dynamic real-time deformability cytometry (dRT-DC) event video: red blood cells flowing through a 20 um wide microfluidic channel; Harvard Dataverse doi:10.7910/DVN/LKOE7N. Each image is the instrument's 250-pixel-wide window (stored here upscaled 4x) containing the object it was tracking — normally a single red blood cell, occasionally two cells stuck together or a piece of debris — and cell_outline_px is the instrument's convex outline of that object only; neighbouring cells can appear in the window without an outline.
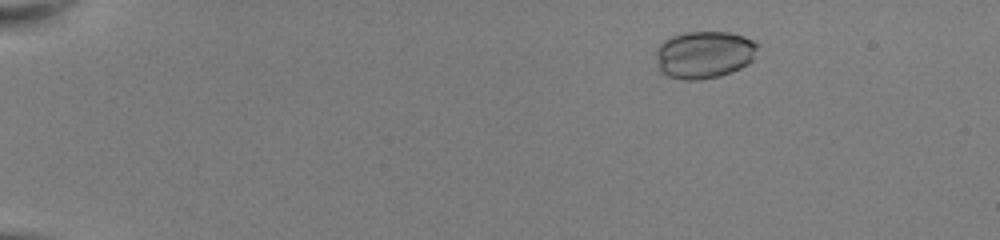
{"species": "common noctule bat (a hibernating species)", "species_latin": "Nyctalus noctula", "temperature_condition": "room temperature", "stored_images_in_passage": 50, "camera_frame_rate_fps": 3000, "um_per_image_px": 0.085, "animal": {"sex": "female", "body_mass_g": 22.0, "forearm_length_mm": 56.7}, "frame": {"image": 1, "passage_image": 7, "time_ms": 2.0, "image_size_px": [1000, 240], "cell_outline_px": [[760, 44], [752, 60], [748, 64], [740, 68], [720, 76], [700, 80], [684, 80], [668, 76], [660, 72], [656, 64], [656, 48], [664, 40], [672, 36], [684, 32], [728, 32], [744, 36]], "centroid_in_image_um": [59.84, 4.65], "position_along_channel_um": 25.2, "area_um2": 28.38}}
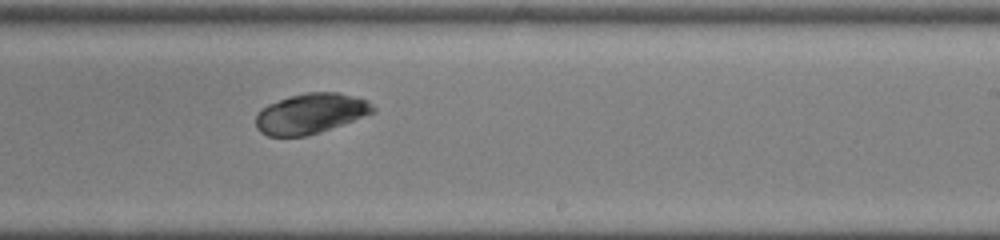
{"frame": {"image": 2, "passage_image": 33, "time_ms": 10.667, "image_size_px": [1000, 240], "cell_outline_px": [[376, 112], [320, 132], [308, 136], [268, 136], [260, 132], [256, 128], [256, 112], [260, 108], [268, 104], [288, 96], [304, 92], [336, 92], [368, 100], [376, 108]], "centroid_in_image_um": [26.38, 9.65], "position_along_channel_um": 262.6, "area_um2": 27.69}}
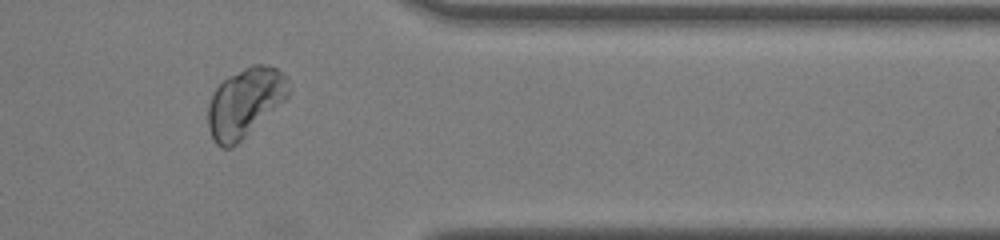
{"frame": {"image": 3, "passage_image": 43, "time_ms": 14.0, "image_size_px": [1000, 240], "cell_outline_px": [[292, 92], [284, 100], [232, 148], [220, 148], [216, 144], [208, 128], [208, 104], [216, 88], [228, 76], [252, 64], [268, 64], [276, 68], [288, 76], [292, 88]], "centroid_in_image_um": [20.85, 8.69], "position_along_channel_um": 390.5, "area_um2": 32.43}, "authors_computed_cell_mechanics": {"area_um2": 27.8885, "velocity_mm_per_s": 4.0376, "shape_relaxation_time_tau1_ms": 1.7471, "shape_relaxation_time_tau2_ms": null, "deformation_change_tau1": 0.0323, "deformation_change_tau2": null}}